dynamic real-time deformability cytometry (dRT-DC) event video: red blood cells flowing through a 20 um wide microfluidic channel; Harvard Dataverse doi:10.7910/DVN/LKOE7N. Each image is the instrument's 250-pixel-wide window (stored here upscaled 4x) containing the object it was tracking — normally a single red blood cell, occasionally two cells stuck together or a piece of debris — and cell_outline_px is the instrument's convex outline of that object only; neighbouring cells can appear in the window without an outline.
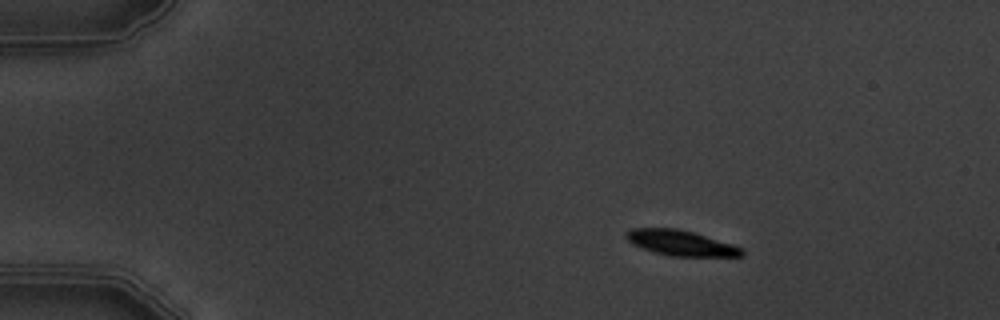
{"species": "common noctule bat (a hibernating species)", "species_latin": "Nyctalus noctula", "temperature_condition": "warm", "stored_images_in_passage": 4, "segment_of_instrument_passage": [1, 2], "camera_frame_rate_fps": 3000, "um_per_image_px": 0.085, "animal": {"sex": "male", "body_mass_g": 19.5, "forearm_length_mm": 54.6}, "frame": {"image": 1, "passage_image": 1, "time_ms": 0.0, "image_size_px": [1000, 320], "cell_outline_px": [[744, 256], [668, 256], [652, 252], [632, 244], [624, 236], [624, 232], [632, 228], [676, 228], [692, 232], [732, 244], [740, 248], [744, 252]], "centroid_in_image_um": [57.8, 20.65], "position_along_channel_um": 27.2, "area_um2": 17.05}}